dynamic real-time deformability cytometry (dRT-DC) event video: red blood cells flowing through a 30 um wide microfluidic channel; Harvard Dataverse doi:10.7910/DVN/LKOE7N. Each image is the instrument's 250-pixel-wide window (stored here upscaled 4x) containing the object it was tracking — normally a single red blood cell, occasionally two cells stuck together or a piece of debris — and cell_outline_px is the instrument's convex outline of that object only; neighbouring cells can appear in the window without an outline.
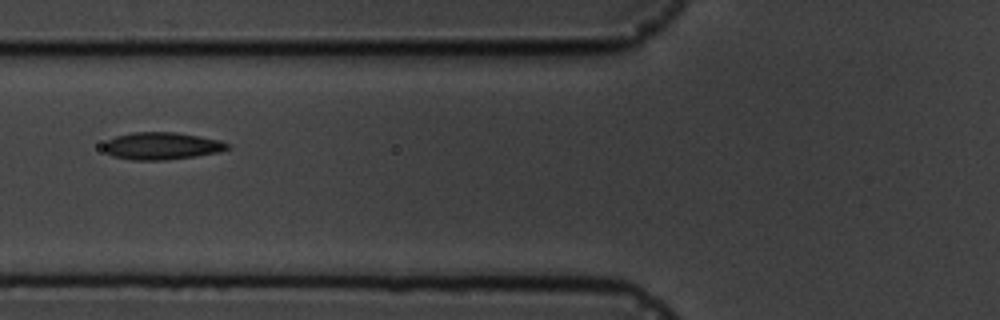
{"species": "common noctule bat (a hibernating species)", "species_latin": "Nyctalus noctula", "temperature_condition": "cold", "stored_images_in_passage": 15, "camera_frame_rate_fps": 3000, "um_per_image_px": 0.085, "animal": {"sex": "male", "body_mass_g": 19.5, "forearm_length_mm": 54.6}, "frame": {"image": 1, "passage_image": 4, "time_ms": 3.667, "image_size_px": [1000, 320], "cell_outline_px": [[232, 148], [216, 152], [196, 156], [164, 160], [132, 160], [112, 156], [104, 152], [104, 144], [108, 140], [116, 136], [132, 132], [176, 132], [200, 136], [220, 140], [228, 144]], "centroid_in_image_um": [13.73, 12.4], "position_along_channel_um": 112.1, "area_um2": 19.71}}
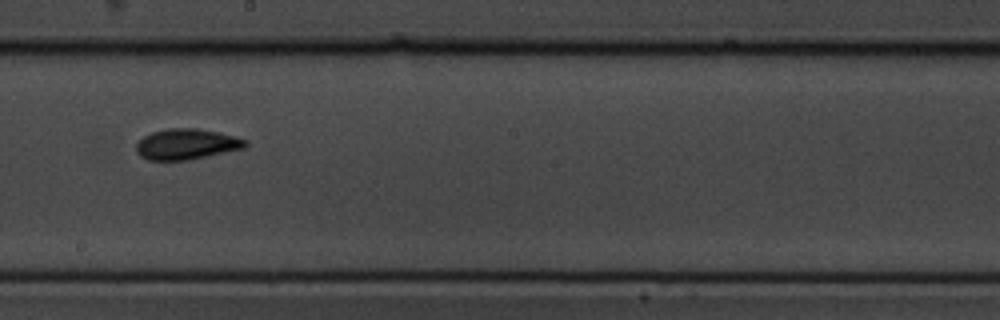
{"frame": {"image": 2, "passage_image": 7, "time_ms": 7.0, "image_size_px": [1000, 320], "cell_outline_px": [[248, 144], [244, 148], [188, 160], [148, 160], [140, 156], [136, 152], [136, 144], [144, 136], [152, 132], [168, 128], [196, 128], [220, 132], [236, 136], [248, 140]], "centroid_in_image_um": [15.87, 12.25], "position_along_channel_um": 232.3, "area_um2": 19.59}}
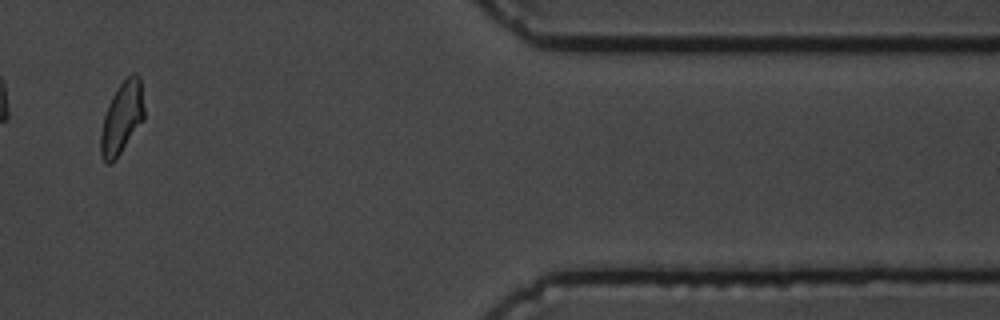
{"frame": {"image": 3, "passage_image": 12, "time_ms": 12.667, "image_size_px": [1000, 320], "cell_outline_px": [[144, 120], [116, 160], [112, 164], [108, 164], [104, 160], [100, 152], [100, 132], [104, 116], [108, 104], [116, 88], [132, 72], [136, 72], [140, 76], [144, 108]], "centroid_in_image_um": [10.36, 10.03], "position_along_channel_um": 401.0, "area_um2": 18.5}, "authors_computed_cell_mechanics": {"area_um2": 18.785, "velocity_mm_per_s": 3.6024, "shape_relaxation_time_tau1_ms": 2.8123, "shape_relaxation_time_tau2_ms": 2.156, "deformation_change_tau1": 0.1318, "deformation_change_tau2": 0.0712}}